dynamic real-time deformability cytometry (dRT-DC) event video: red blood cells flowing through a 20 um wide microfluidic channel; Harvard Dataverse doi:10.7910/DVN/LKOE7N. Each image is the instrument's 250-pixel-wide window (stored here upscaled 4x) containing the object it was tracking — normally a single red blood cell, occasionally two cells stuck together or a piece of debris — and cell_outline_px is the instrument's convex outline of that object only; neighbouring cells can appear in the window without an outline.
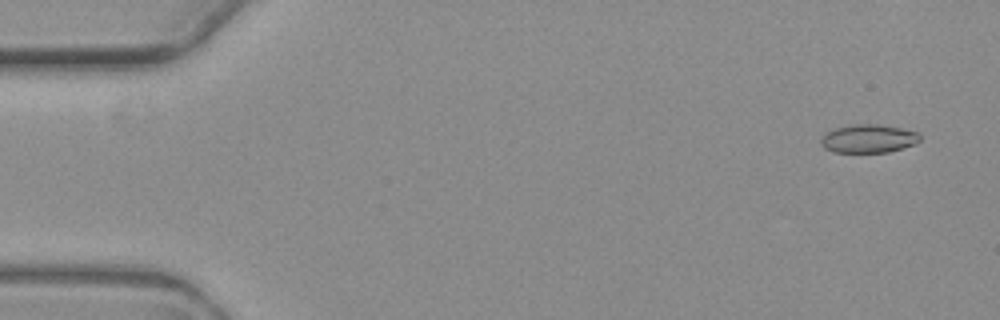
{"species": "common noctule bat (a hibernating species)", "species_latin": "Nyctalus noctula", "temperature_condition": "warm", "stored_images_in_passage": 5, "camera_frame_rate_fps": 3000, "um_per_image_px": 0.085, "animal": {"sex": "female", "body_mass_g": 19.3, "forearm_length_mm": 54.1}, "frame": {"image": 1, "passage_image": 1, "time_ms": 0.0, "image_size_px": [1000, 320], "cell_outline_px": [[920, 140], [912, 144], [888, 152], [832, 152], [824, 148], [820, 144], [820, 140], [828, 132], [836, 128], [852, 124], [880, 124], [900, 128], [916, 132], [920, 136]], "centroid_in_image_um": [73.78, 11.78], "position_along_channel_um": 11.2, "area_um2": 16.13}}